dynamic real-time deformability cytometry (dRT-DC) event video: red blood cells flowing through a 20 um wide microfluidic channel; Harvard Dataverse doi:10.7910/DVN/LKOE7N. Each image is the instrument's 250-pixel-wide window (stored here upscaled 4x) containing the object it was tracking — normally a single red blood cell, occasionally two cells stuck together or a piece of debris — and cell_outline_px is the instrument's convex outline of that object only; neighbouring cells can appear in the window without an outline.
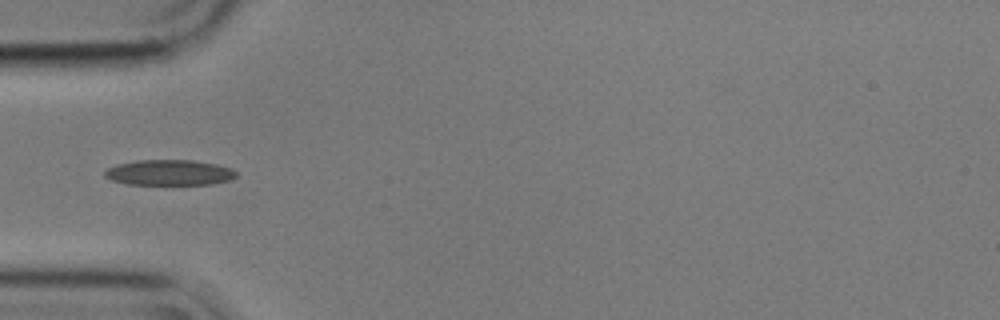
{"species": "common noctule bat (a hibernating species)", "species_latin": "Nyctalus noctula", "temperature_condition": "cold", "stored_images_in_passage": 7, "camera_frame_rate_fps": 3000, "um_per_image_px": 0.085, "animal": {"sex": "male", "body_mass_g": 17.9}, "frame": {"image": 1, "passage_image": 6, "time_ms": 1.667, "image_size_px": [1000, 320], "cell_outline_px": [[236, 176], [232, 180], [212, 184], [128, 184], [112, 180], [104, 176], [104, 172], [108, 168], [116, 164], [136, 160], [192, 160], [216, 164], [232, 168], [236, 172]], "centroid_in_image_um": [14.4, 14.66], "position_along_channel_um": 70.6, "area_um2": 19.59}}
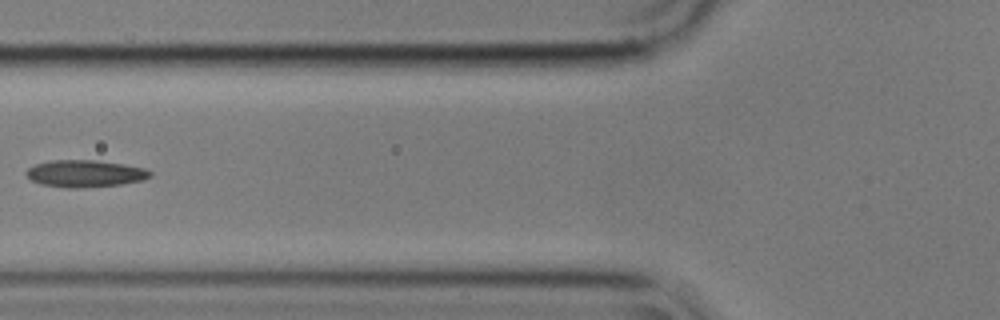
{"frame": {"image": 2, "passage_image": 7, "time_ms": 2.0, "image_size_px": [1000, 320], "cell_outline_px": [[152, 176], [144, 180], [120, 184], [80, 188], [64, 188], [40, 184], [32, 180], [24, 172], [28, 168], [36, 164], [52, 160], [96, 160], [124, 164], [144, 168], [152, 172]], "centroid_in_image_um": [7.23, 14.75], "position_along_channel_um": 118.6, "area_um2": 19.59}}